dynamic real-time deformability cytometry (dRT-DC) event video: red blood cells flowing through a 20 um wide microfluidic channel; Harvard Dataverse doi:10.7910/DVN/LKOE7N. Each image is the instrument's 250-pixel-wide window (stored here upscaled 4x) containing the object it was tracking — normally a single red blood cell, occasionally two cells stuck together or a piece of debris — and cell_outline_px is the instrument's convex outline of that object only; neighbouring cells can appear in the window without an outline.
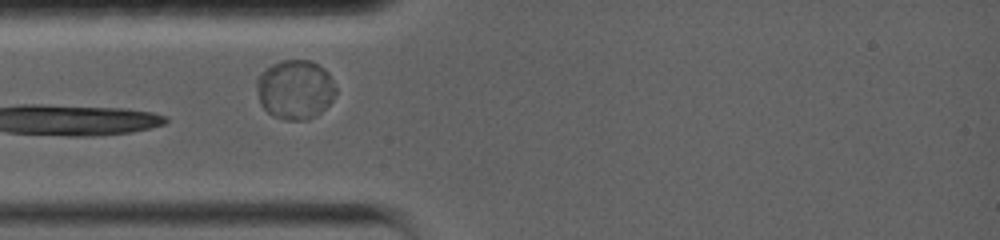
{"species": "common noctule bat (a hibernating species)", "species_latin": "Nyctalus noctula", "temperature_condition": "warm", "stored_images_in_passage": 59, "camera_frame_rate_fps": 5000, "um_per_image_px": 0.085, "animal": {"sex": "female", "body_mass_g": 19.0, "forearm_length_mm": 56.7}, "frame": {"image": 1, "passage_image": 4, "time_ms": 0.6, "image_size_px": [1000, 240], "cell_outline_px": [[336, 92], [332, 100], [320, 112], [308, 120], [284, 120], [272, 116], [260, 104], [256, 88], [256, 80], [272, 64], [280, 60], [312, 60], [324, 68], [328, 72], [336, 88]], "centroid_in_image_um": [25.09, 7.61], "position_along_channel_um": 59.9, "area_um2": 27.4}}
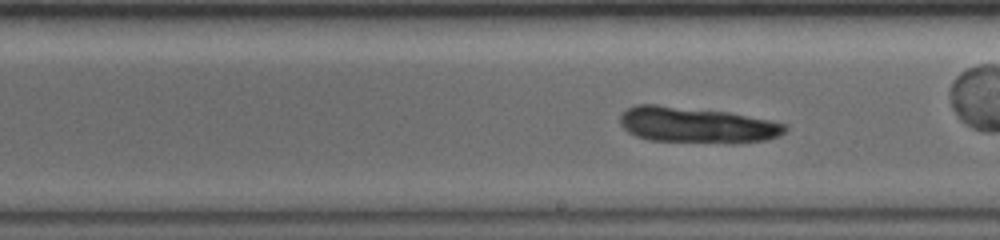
{"frame": {"image": 2, "passage_image": 24, "time_ms": 4.6, "image_size_px": [1000, 240], "cell_outline_px": [[788, 128], [780, 136], [768, 140], [736, 144], [728, 144], [652, 140], [636, 136], [628, 132], [620, 124], [620, 116], [628, 108], [636, 104], [656, 104], [728, 112], [768, 120], [784, 124]], "centroid_in_image_um": [59.24, 10.65], "position_along_channel_um": 229.8, "area_um2": 34.74}}
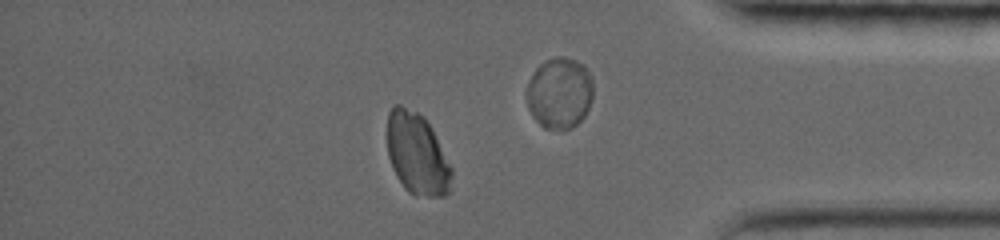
{"frame": {"image": 3, "passage_image": 50, "time_ms": 9.8, "image_size_px": [1000, 240], "cell_outline_px": [[452, 172], [448, 192], [444, 196], [416, 196], [400, 180], [392, 164], [388, 152], [388, 116], [392, 108], [396, 104], [400, 104], [416, 112], [428, 124], [452, 168]], "centroid_in_image_um": [35.45, 13.08], "position_along_channel_um": 399.7, "area_um2": 29.42}}